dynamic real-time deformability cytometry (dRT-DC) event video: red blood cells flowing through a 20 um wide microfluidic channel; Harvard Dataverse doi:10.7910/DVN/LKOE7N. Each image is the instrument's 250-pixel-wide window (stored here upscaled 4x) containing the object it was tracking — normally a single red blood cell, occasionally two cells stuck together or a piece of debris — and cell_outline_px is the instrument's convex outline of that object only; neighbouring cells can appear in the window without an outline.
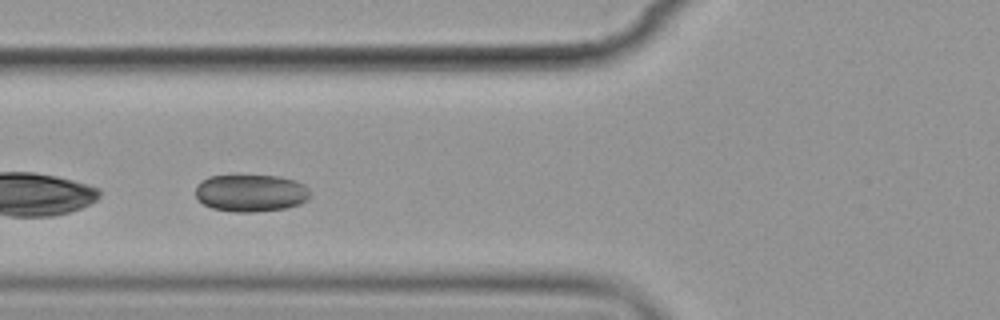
{"species": "common noctule bat (a hibernating species)", "species_latin": "Nyctalus noctula", "temperature_condition": "cold", "stored_images_in_passage": 5, "camera_frame_rate_fps": 3000, "um_per_image_px": 0.085, "animal": {"sex": "female", "body_mass_g": 19.9}, "frame": {"image": 1, "passage_image": 4, "time_ms": 3.667, "image_size_px": [1000, 320], "cell_outline_px": [[308, 200], [300, 204], [288, 208], [252, 212], [232, 212], [212, 208], [204, 204], [196, 196], [196, 184], [200, 180], [208, 176], [280, 176], [296, 180], [304, 184], [308, 188]], "centroid_in_image_um": [21.32, 16.41], "position_along_channel_um": 104.5, "area_um2": 25.03}}
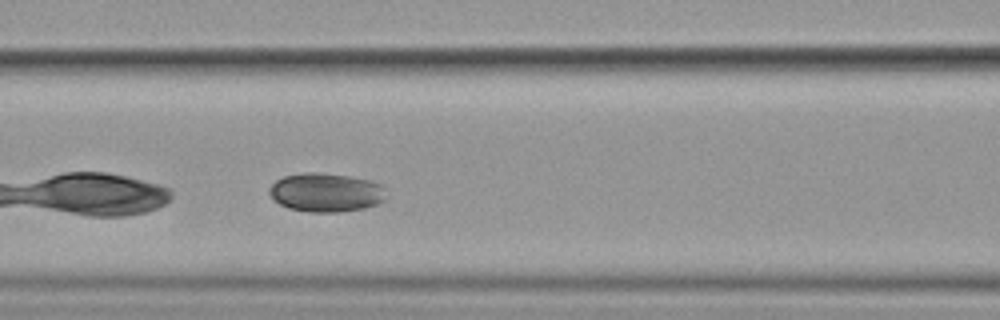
{"frame": {"image": 2, "passage_image": 5, "time_ms": 4.667, "image_size_px": [1000, 320], "cell_outline_px": [[384, 200], [376, 204], [364, 208], [340, 212], [308, 212], [288, 208], [280, 204], [268, 192], [268, 188], [276, 180], [284, 176], [300, 172], [320, 172], [348, 176], [368, 180], [380, 184], [384, 188]], "centroid_in_image_um": [27.67, 16.35], "position_along_channel_um": 138.9, "area_um2": 26.41}}